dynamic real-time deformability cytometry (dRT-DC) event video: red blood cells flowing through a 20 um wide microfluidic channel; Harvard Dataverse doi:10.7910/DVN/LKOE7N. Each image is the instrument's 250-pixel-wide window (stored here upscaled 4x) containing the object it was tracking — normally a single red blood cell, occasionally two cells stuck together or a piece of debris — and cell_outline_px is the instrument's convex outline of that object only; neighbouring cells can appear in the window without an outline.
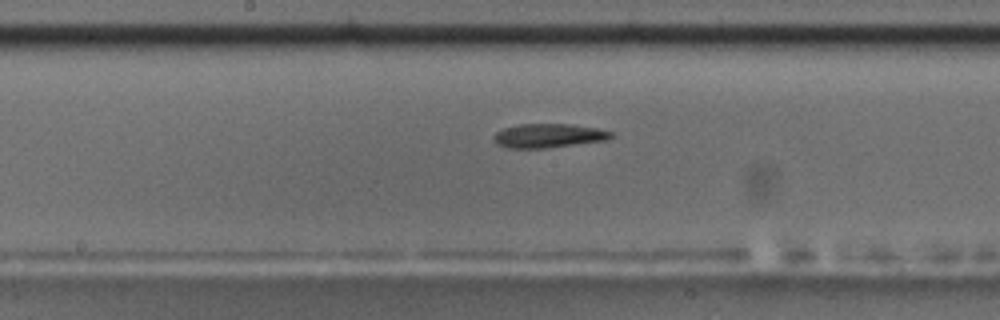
{"species": "common noctule bat (a hibernating species)", "species_latin": "Nyctalus noctula", "temperature_condition": "room temperature", "stored_images_in_passage": 47, "camera_frame_rate_fps": 3000, "um_per_image_px": 0.085, "animal": {"sex": "male", "body_mass_g": 17.5, "forearm_length_mm": 52.3}, "frame": {"image": 1, "passage_image": 21, "time_ms": 6.667, "image_size_px": [1000, 320], "cell_outline_px": [[616, 136], [608, 140], [544, 148], [508, 148], [496, 144], [492, 140], [492, 136], [496, 132], [504, 128], [520, 124], [568, 124], [596, 128], [612, 132]], "centroid_in_image_um": [46.61, 11.54], "position_along_channel_um": 201.6, "area_um2": 16.47}}
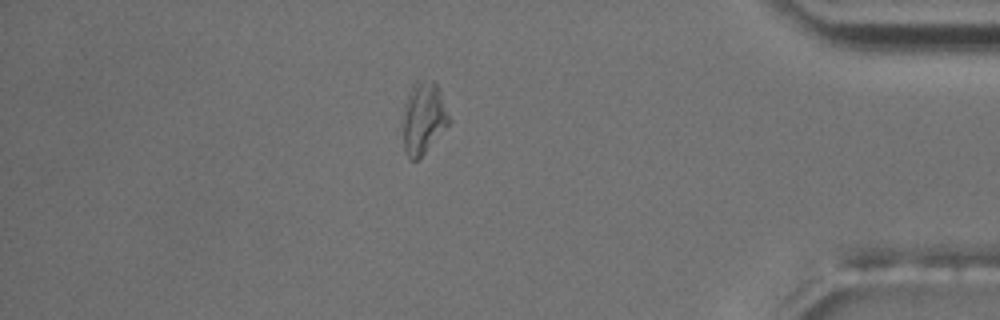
{"frame": {"image": 2, "passage_image": 40, "time_ms": 13.0, "image_size_px": [1000, 320], "cell_outline_px": [[452, 120], [424, 152], [416, 160], [412, 160], [408, 156], [404, 148], [404, 104], [412, 84], [416, 80], [432, 80], [440, 88]], "centroid_in_image_um": [36.02, 9.96], "position_along_channel_um": 399.2, "area_um2": 19.19}}